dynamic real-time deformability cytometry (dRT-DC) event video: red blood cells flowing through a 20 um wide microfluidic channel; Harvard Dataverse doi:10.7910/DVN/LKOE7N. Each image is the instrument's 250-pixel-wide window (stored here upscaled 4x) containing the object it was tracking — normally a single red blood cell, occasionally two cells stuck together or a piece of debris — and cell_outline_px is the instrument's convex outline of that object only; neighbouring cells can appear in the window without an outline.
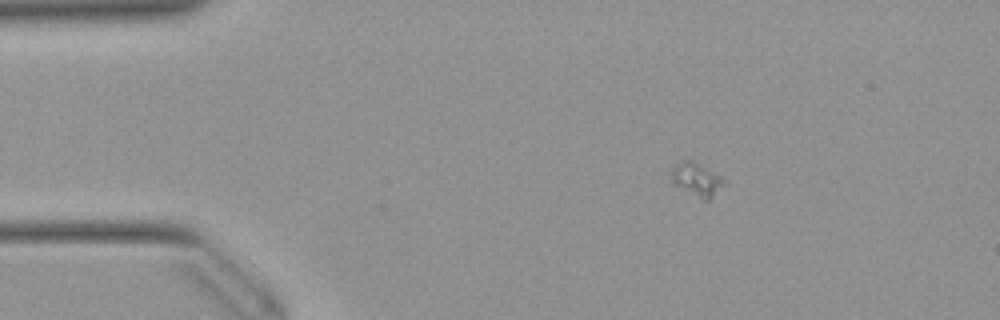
{"species": "Egyptian fruit bat (a non-hibernating species)", "species_latin": "Rousettus aegyptiacus", "temperature_condition": "warm", "stored_images_in_passage": 45, "camera_frame_rate_fps": 3000, "um_per_image_px": 0.085, "animal": {"sex": "female"}, "frame": {"image": 1, "passage_image": 1, "time_ms": 0.0, "image_size_px": [1000, 320], "cell_outline_px": [[728, 184], [708, 200], [704, 200], [668, 184], [668, 172], [680, 160], [692, 160], [720, 176]], "centroid_in_image_um": [59.12, 15.27], "position_along_channel_um": 25.9, "area_um2": 10.81}}